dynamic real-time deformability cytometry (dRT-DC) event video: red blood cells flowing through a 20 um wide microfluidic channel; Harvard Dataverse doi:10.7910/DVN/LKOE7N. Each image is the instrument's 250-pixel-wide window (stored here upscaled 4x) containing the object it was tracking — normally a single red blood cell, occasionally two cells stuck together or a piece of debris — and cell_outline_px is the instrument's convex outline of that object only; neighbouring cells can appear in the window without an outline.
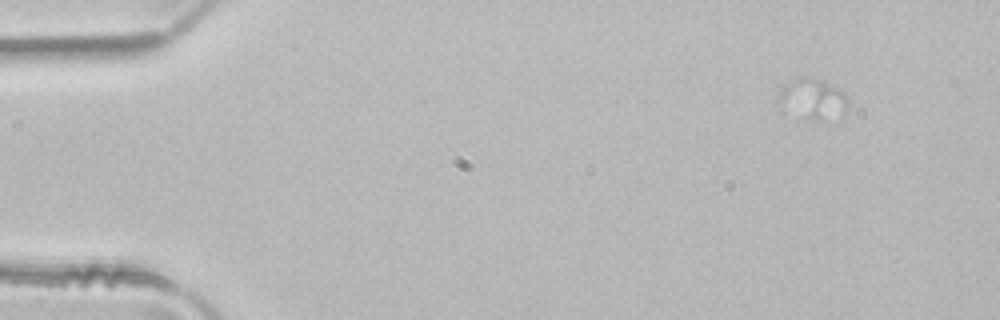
{"species": "common noctule bat (a hibernating species)", "species_latin": "Nyctalus noctula", "temperature_condition": "room temperature", "stored_images_in_passage": 3, "camera_frame_rate_fps": 3000, "um_per_image_px": 0.085, "animal": {"sex": "male", "body_mass_g": 21.5, "forearm_length_mm": 52.0}, "frame": {"image": 1, "passage_image": 2, "time_ms": 0.333, "image_size_px": [1000, 320], "cell_outline_px": [[848, 104], [844, 112], [820, 120], [816, 120], [780, 112], [776, 100], [780, 92], [784, 88], [796, 80], [804, 76], [820, 80], [844, 92], [848, 100]], "centroid_in_image_um": [69.0, 8.45], "position_along_channel_um": 16.0, "area_um2": 16.07}}